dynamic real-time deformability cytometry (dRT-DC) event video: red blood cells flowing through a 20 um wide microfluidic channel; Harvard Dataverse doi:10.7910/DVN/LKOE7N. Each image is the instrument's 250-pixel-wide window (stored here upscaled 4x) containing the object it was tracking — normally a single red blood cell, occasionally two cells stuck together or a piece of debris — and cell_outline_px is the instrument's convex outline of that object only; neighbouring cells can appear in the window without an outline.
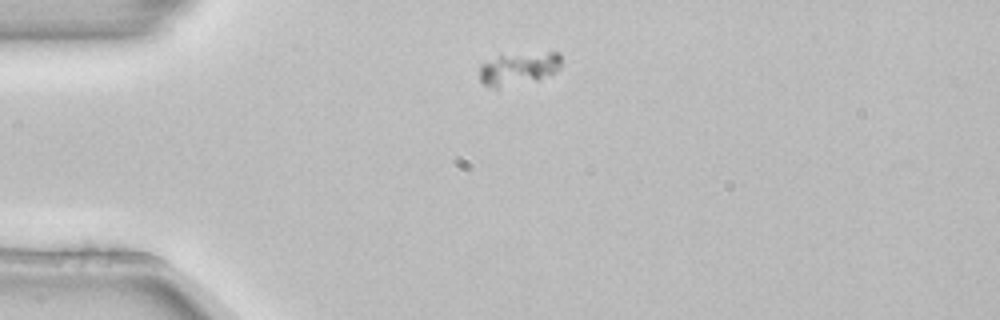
{"species": "common noctule bat (a hibernating species)", "species_latin": "Nyctalus noctula", "temperature_condition": "room temperature", "stored_images_in_passage": 3, "camera_frame_rate_fps": 3000, "um_per_image_px": 0.085, "animal": {"sex": "female", "body_mass_g": 22.7, "forearm_length_mm": 54.2}, "frame": {"image": 1, "passage_image": 1, "time_ms": 0.0, "image_size_px": [1000, 320], "cell_outline_px": [[560, 68], [540, 80], [500, 88], [496, 88], [484, 84], [480, 80], [480, 64], [500, 52], [560, 52]], "centroid_in_image_um": [44.04, 5.78], "position_along_channel_um": 41.0, "area_um2": 16.42}}